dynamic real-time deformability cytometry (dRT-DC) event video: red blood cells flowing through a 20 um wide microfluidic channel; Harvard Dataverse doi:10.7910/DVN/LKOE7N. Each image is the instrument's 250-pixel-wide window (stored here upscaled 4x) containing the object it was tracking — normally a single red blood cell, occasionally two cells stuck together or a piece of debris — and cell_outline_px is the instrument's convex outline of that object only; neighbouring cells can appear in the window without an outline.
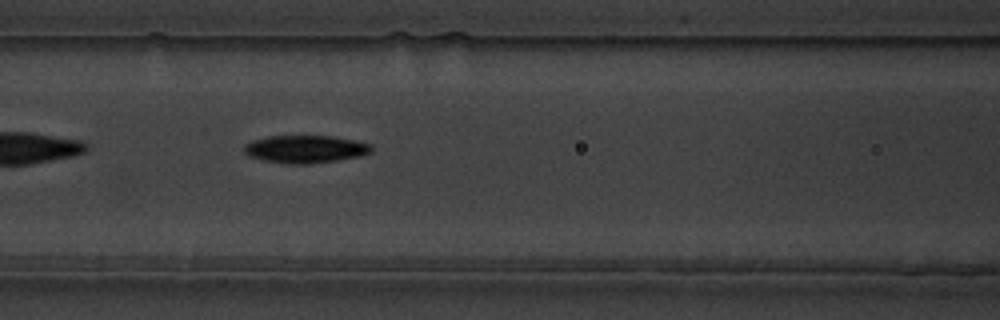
{"species": "common noctule bat (a hibernating species)", "species_latin": "Nyctalus noctula", "temperature_condition": "warm", "stored_images_in_passage": 40, "camera_frame_rate_fps": 3000, "um_per_image_px": 0.085, "animal": {"sex": "male", "body_mass_g": 19.5, "forearm_length_mm": 54.6}, "frame": {"image": 1, "passage_image": 7, "time_ms": 2.0, "image_size_px": [1000, 320], "cell_outline_px": [[372, 152], [360, 156], [336, 160], [308, 164], [288, 164], [264, 160], [248, 156], [244, 152], [244, 144], [252, 140], [268, 136], [332, 136], [372, 144]], "centroid_in_image_um": [25.93, 12.67], "position_along_channel_um": 140.7, "area_um2": 20.52}}
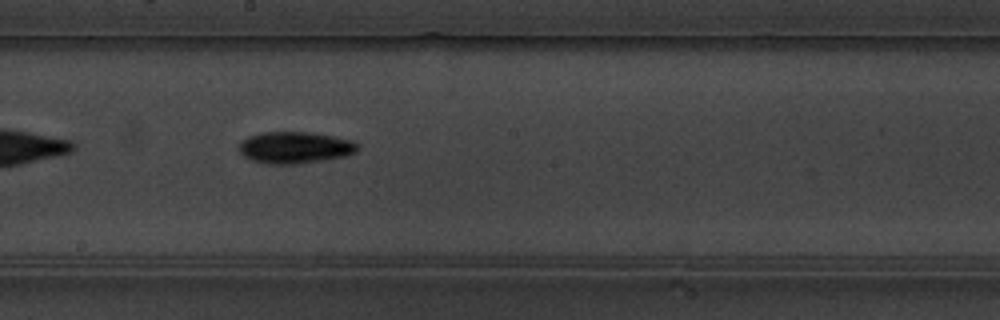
{"frame": {"image": 2, "passage_image": 14, "time_ms": 4.333, "image_size_px": [1000, 320], "cell_outline_px": [[360, 148], [356, 152], [344, 156], [296, 164], [268, 164], [252, 160], [244, 156], [240, 152], [240, 144], [248, 136], [264, 132], [308, 132], [332, 136], [352, 140], [360, 144]], "centroid_in_image_um": [25.1, 12.54], "position_along_channel_um": 223.1, "area_um2": 21.73}}
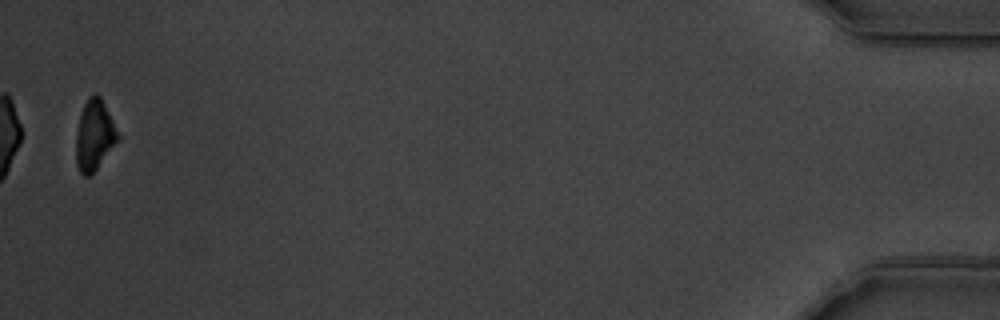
{"frame": {"image": 3, "passage_image": 39, "time_ms": 12.667, "image_size_px": [1000, 320], "cell_outline_px": [[120, 140], [96, 168], [88, 176], [84, 176], [80, 172], [76, 164], [76, 132], [80, 112], [88, 96], [96, 92], [100, 96], [120, 136]], "centroid_in_image_um": [8.01, 11.47], "position_along_channel_um": 427.2, "area_um2": 17.17}, "authors_computed_cell_mechanics": {"area_um2": 19.5653, "velocity_mm_per_s": 3.5405, "shape_relaxation_time_tau1_ms": 1.5038, "shape_relaxation_time_tau2_ms": null, "deformation_change_tau1": 0.1128, "deformation_change_tau2": null}}